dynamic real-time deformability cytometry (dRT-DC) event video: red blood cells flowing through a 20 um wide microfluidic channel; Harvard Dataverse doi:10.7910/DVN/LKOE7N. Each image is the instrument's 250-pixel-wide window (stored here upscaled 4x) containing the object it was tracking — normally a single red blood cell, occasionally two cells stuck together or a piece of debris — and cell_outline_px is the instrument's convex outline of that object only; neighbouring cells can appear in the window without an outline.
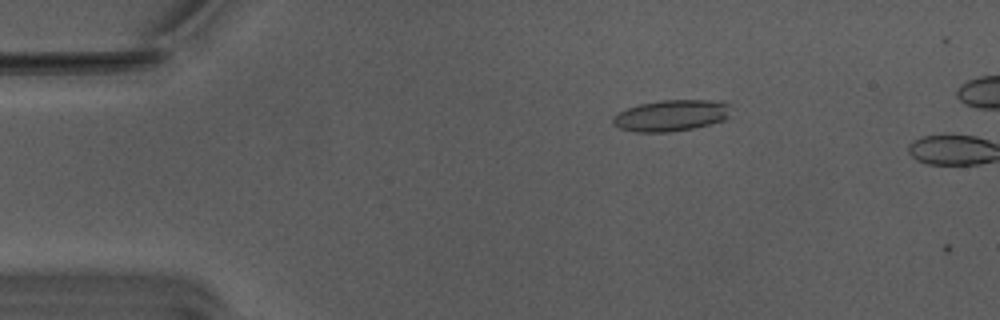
{"species": "Egyptian fruit bat (a non-hibernating species)", "species_latin": "Rousettus aegyptiacus", "temperature_condition": "warm", "stored_images_in_passage": 11, "camera_frame_rate_fps": 3000, "um_per_image_px": 0.085, "animal": {"sex": "male"}, "frame": {"image": 1, "passage_image": 10, "time_ms": 3.0, "image_size_px": [1000, 320], "cell_outline_px": [[728, 116], [724, 120], [692, 128], [668, 132], [636, 132], [620, 128], [612, 124], [612, 120], [620, 112], [628, 108], [640, 104], [664, 100], [724, 100], [728, 104]], "centroid_in_image_um": [57.06, 9.81], "position_along_channel_um": 27.9, "area_um2": 21.21}}